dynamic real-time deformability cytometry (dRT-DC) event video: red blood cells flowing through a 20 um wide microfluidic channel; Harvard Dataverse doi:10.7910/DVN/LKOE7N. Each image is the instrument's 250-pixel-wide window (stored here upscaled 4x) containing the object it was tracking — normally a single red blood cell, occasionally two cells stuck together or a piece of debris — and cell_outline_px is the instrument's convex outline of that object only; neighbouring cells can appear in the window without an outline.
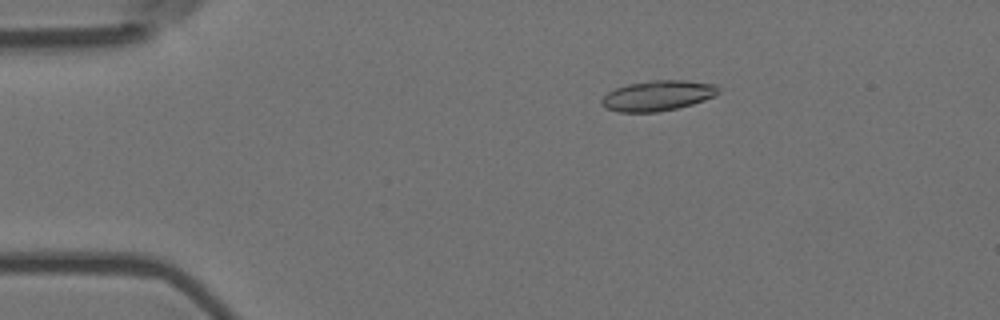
{"species": "Egyptian fruit bat (a non-hibernating species)", "species_latin": "Rousettus aegyptiacus", "temperature_condition": "room temperature", "stored_images_in_passage": 6, "camera_frame_rate_fps": 3000, "um_per_image_px": 0.085, "animal": {"sex": "female"}, "frame": {"image": 1, "passage_image": 3, "time_ms": 0.667, "image_size_px": [1000, 320], "cell_outline_px": [[720, 92], [704, 100], [692, 104], [676, 108], [656, 112], [616, 112], [604, 108], [600, 104], [600, 100], [608, 92], [616, 88], [628, 84], [652, 80], [684, 80], [716, 84], [720, 88]], "centroid_in_image_um": [55.88, 8.13], "position_along_channel_um": 29.1, "area_um2": 20.69}}
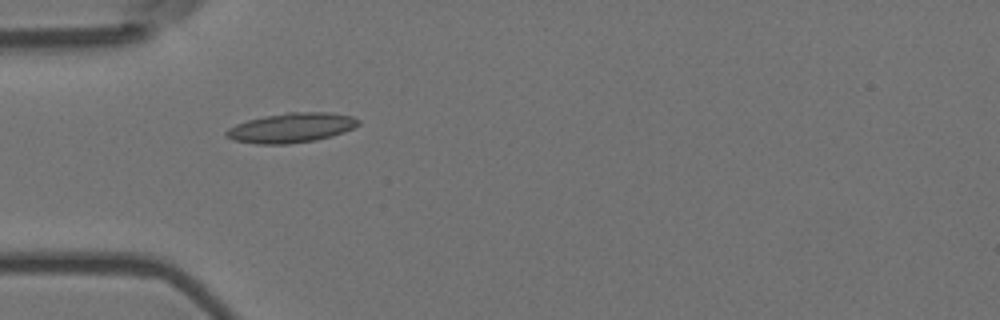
{"frame": {"image": 2, "passage_image": 5, "time_ms": 1.333, "image_size_px": [1000, 320], "cell_outline_px": [[360, 124], [344, 132], [332, 136], [316, 140], [288, 144], [256, 144], [232, 140], [224, 136], [224, 132], [228, 128], [236, 124], [248, 120], [264, 116], [288, 112], [328, 112], [352, 116], [360, 120]], "centroid_in_image_um": [24.74, 10.86], "position_along_channel_um": 60.3, "area_um2": 23.0}}
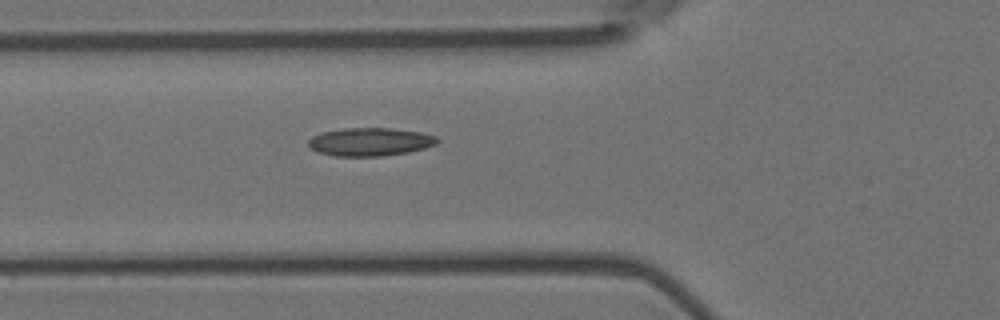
{"frame": {"image": 3, "passage_image": 6, "time_ms": 1.667, "image_size_px": [1000, 320], "cell_outline_px": [[440, 140], [436, 144], [424, 148], [408, 152], [380, 156], [336, 156], [316, 152], [308, 148], [308, 140], [312, 136], [320, 132], [344, 128], [392, 128], [420, 132], [436, 136]], "centroid_in_image_um": [31.41, 12.05], "position_along_channel_um": 94.4, "area_um2": 21.33}}